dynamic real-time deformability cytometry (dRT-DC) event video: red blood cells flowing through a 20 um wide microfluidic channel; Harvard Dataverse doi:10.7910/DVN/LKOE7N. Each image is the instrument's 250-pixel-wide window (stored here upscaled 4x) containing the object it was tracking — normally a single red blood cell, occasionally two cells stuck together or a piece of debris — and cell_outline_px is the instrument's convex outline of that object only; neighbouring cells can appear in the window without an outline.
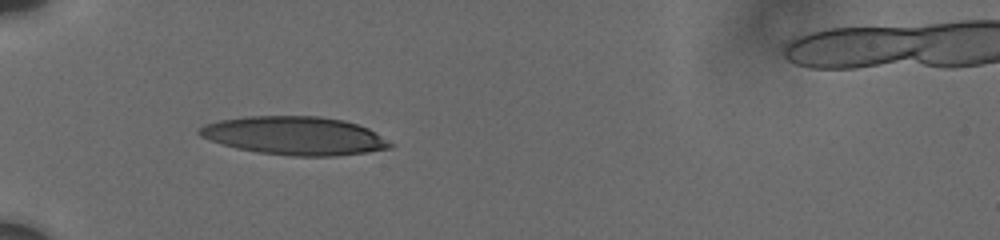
{"species": "human", "species_latin": "Homo sapiens", "temperature_condition": "cold", "stored_images_in_passage": 15, "camera_frame_rate_fps": 3000, "um_per_image_px": 0.085, "donor": {"sex": "male"}, "frame": {"image": 1, "passage_image": 4, "time_ms": 1.333, "image_size_px": [1000, 240], "cell_outline_px": [[396, 144], [392, 148], [368, 152], [336, 156], [292, 156], [256, 152], [236, 148], [200, 136], [196, 132], [204, 124], [220, 120], [244, 116], [320, 116], [344, 120], [368, 128]], "centroid_in_image_um": [25.09, 11.54], "position_along_channel_um": 59.9, "area_um2": 42.83}}
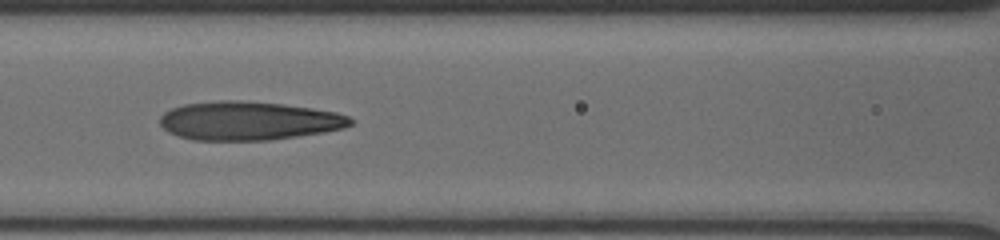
{"frame": {"image": 2, "passage_image": 10, "time_ms": 4.0, "image_size_px": [1000, 240], "cell_outline_px": [[356, 120], [352, 124], [344, 128], [324, 132], [272, 140], [192, 140], [168, 132], [160, 124], [160, 116], [164, 112], [172, 108], [184, 104], [220, 100], [236, 100], [280, 104], [336, 112], [348, 116]], "centroid_in_image_um": [21.13, 10.27], "position_along_channel_um": 145.5, "area_um2": 42.83}}
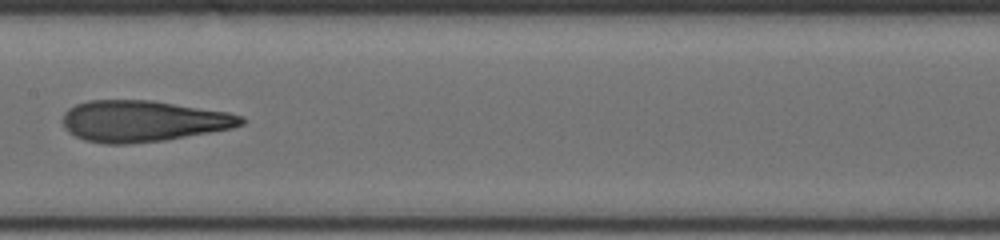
{"frame": {"image": 3, "passage_image": 13, "time_ms": 5.333, "image_size_px": [1000, 240], "cell_outline_px": [[248, 120], [244, 124], [232, 128], [164, 140], [128, 144], [104, 144], [84, 140], [68, 132], [64, 128], [60, 120], [64, 112], [68, 108], [76, 104], [88, 100], [152, 100], [228, 112], [244, 116]], "centroid_in_image_um": [12.13, 10.29], "position_along_channel_um": 195.3, "area_um2": 43.23}}